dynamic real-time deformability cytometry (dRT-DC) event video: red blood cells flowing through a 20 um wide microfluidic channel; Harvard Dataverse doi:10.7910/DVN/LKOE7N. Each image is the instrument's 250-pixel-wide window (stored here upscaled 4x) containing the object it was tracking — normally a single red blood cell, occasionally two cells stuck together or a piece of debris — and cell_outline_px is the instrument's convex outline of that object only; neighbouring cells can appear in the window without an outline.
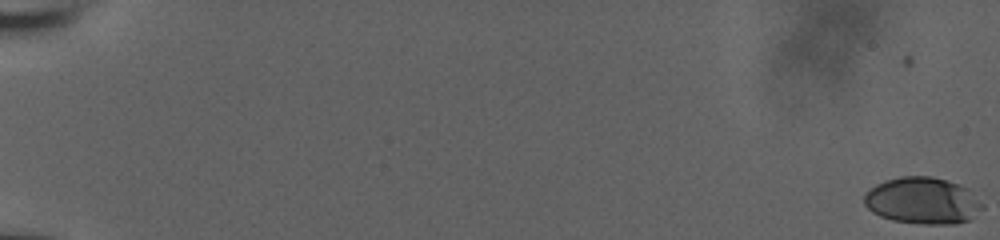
{"species": "human", "species_latin": "Homo sapiens", "temperature_condition": "room temperature", "stored_images_in_passage": 59, "camera_frame_rate_fps": 3000, "um_per_image_px": 0.085, "donor": {"sex": "male"}, "frame": {"image": 1, "passage_image": 1, "time_ms": 0.0, "image_size_px": [1000, 240], "cell_outline_px": [[984, 208], [968, 220], [956, 224], [920, 224], [892, 220], [880, 216], [872, 212], [864, 204], [864, 192], [876, 184], [900, 176], [932, 176], [968, 188], [984, 204]], "centroid_in_image_um": [78.41, 17.07], "position_along_channel_um": 6.6, "area_um2": 32.25}}
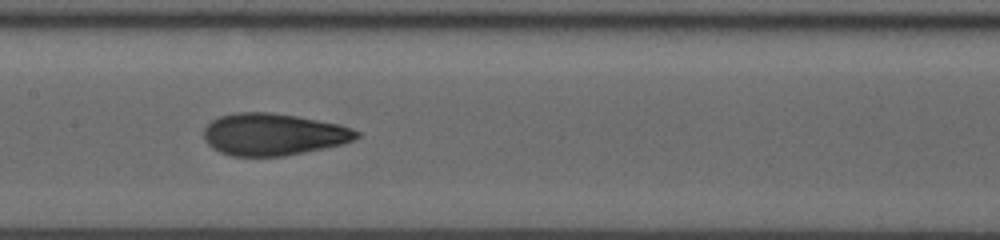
{"frame": {"image": 2, "passage_image": 33, "time_ms": 10.667, "image_size_px": [1000, 240], "cell_outline_px": [[360, 136], [344, 144], [284, 156], [232, 156], [220, 152], [212, 148], [204, 140], [204, 128], [212, 120], [220, 116], [236, 112], [272, 112], [296, 116], [340, 124], [352, 128], [360, 132]], "centroid_in_image_um": [23.23, 11.42], "position_along_channel_um": 184.2, "area_um2": 37.51}}
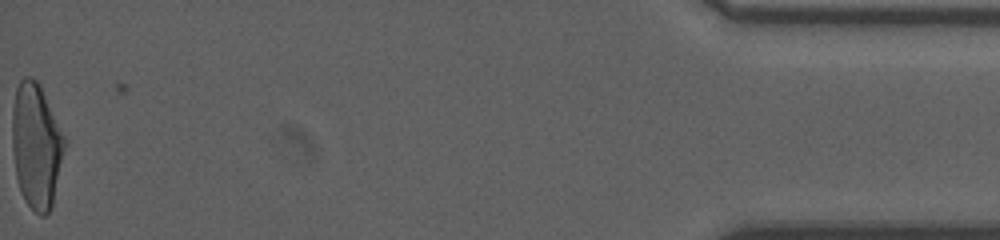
{"frame": {"image": 3, "passage_image": 59, "time_ms": 19.333, "image_size_px": [1000, 240], "cell_outline_px": [[68, 144], [52, 208], [44, 216], [40, 216], [24, 200], [20, 192], [16, 176], [12, 148], [12, 108], [16, 88], [20, 80], [24, 76], [28, 76], [36, 80], [40, 84], [68, 140]], "centroid_in_image_um": [3.12, 12.39], "position_along_channel_um": 432.1, "area_um2": 39.3}, "authors_computed_cell_mechanics": {"area_um2": 36.1828, "velocity_mm_per_s": 3.8895, "shape_relaxation_time_tau1_ms": 6.0441, "shape_relaxation_time_tau2_ms": 1.1618, "deformation_change_tau1": 0.201, "deformation_change_tau2": 0.0804}}